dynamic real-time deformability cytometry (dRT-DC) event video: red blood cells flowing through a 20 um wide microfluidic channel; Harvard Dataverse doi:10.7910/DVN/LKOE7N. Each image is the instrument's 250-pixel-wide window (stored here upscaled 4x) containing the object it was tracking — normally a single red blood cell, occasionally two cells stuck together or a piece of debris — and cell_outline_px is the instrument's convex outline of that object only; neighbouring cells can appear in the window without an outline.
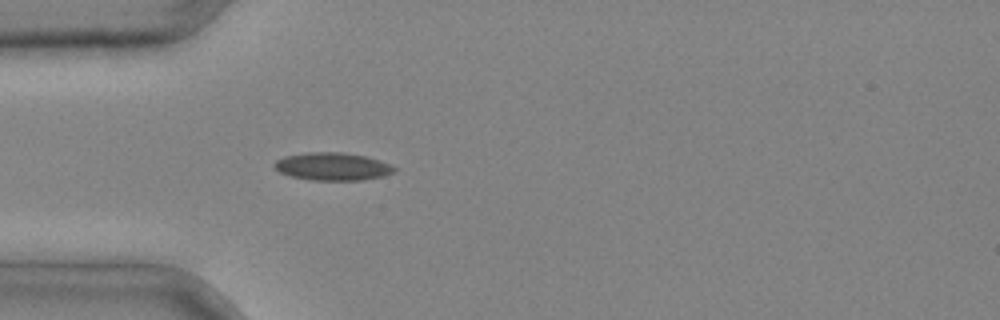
{"species": "common noctule bat (a hibernating species)", "species_latin": "Nyctalus noctula", "temperature_condition": "cold", "stored_images_in_passage": 3, "camera_frame_rate_fps": 3000, "um_per_image_px": 0.085, "animal": {"sex": "male", "body_mass_g": 20.4}, "frame": {"image": 1, "passage_image": 3, "time_ms": 0.667, "image_size_px": [1000, 320], "cell_outline_px": [[396, 172], [384, 176], [364, 180], [312, 180], [292, 176], [280, 172], [272, 164], [276, 160], [284, 156], [308, 152], [344, 152], [364, 156], [380, 160], [392, 164], [396, 168]], "centroid_in_image_um": [28.31, 14.15], "position_along_channel_um": 56.7, "area_um2": 19.54}}